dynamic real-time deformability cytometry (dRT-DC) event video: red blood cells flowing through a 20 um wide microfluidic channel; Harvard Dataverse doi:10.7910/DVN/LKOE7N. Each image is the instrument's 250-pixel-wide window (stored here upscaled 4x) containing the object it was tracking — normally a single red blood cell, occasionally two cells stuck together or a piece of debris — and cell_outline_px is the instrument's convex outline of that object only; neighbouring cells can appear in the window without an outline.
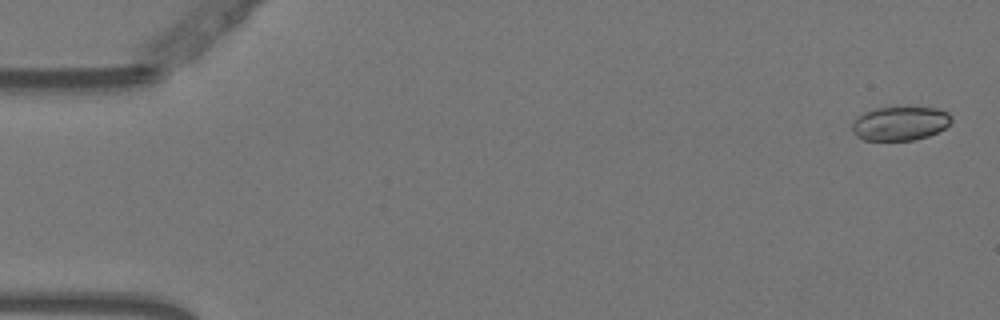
{"species": "Egyptian fruit bat (a non-hibernating species)", "species_latin": "Rousettus aegyptiacus", "temperature_condition": "warm", "stored_images_in_passage": 55, "camera_frame_rate_fps": 3000, "um_per_image_px": 0.085, "animal": {"sex": "female"}, "frame": {"image": 1, "passage_image": 2, "time_ms": 0.333, "image_size_px": [1000, 320], "cell_outline_px": [[952, 120], [944, 128], [928, 136], [916, 140], [864, 140], [856, 136], [852, 132], [852, 120], [864, 112], [876, 108], [936, 108], [948, 112], [952, 116]], "centroid_in_image_um": [76.48, 10.5], "position_along_channel_um": 8.5, "area_um2": 19.59}}
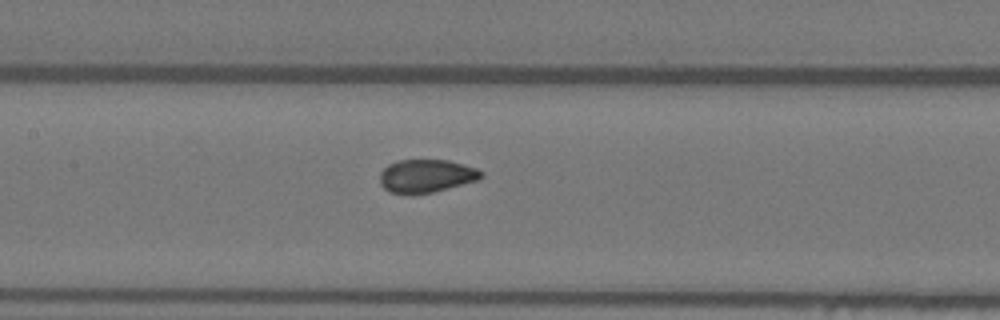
{"frame": {"image": 2, "passage_image": 26, "time_ms": 8.333, "image_size_px": [1000, 320], "cell_outline_px": [[484, 176], [480, 180], [432, 192], [412, 196], [388, 192], [380, 184], [380, 172], [388, 164], [400, 160], [448, 160], [476, 168], [484, 172]], "centroid_in_image_um": [36.23, 14.98], "position_along_channel_um": 171.2, "area_um2": 19.94}}
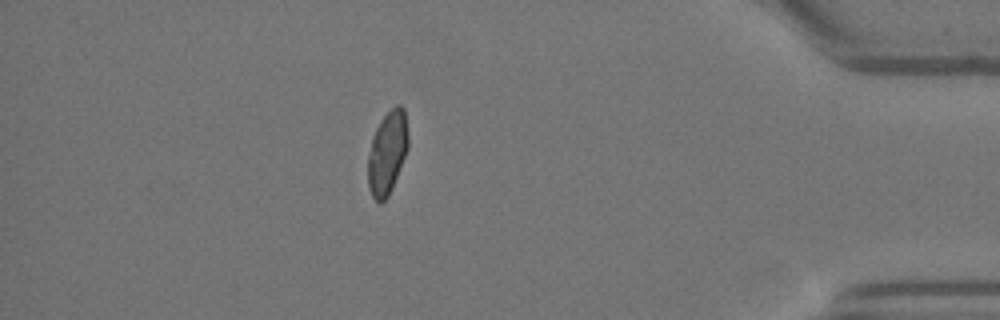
{"frame": {"image": 3, "passage_image": 48, "time_ms": 15.667, "image_size_px": [1000, 320], "cell_outline_px": [[408, 148], [392, 188], [388, 196], [380, 204], [372, 196], [368, 188], [368, 156], [372, 136], [380, 120], [396, 104], [400, 104], [404, 108], [408, 132]], "centroid_in_image_um": [32.92, 12.97], "position_along_channel_um": 402.3, "area_um2": 19.54}, "authors_computed_cell_mechanics": {"area_um2": 20.0566, "velocity_mm_per_s": 3.7414, "shape_relaxation_time_tau1_ms": 9.8422, "shape_relaxation_time_tau2_ms": null, "deformation_change_tau1": 0.1621, "deformation_change_tau2": null}}